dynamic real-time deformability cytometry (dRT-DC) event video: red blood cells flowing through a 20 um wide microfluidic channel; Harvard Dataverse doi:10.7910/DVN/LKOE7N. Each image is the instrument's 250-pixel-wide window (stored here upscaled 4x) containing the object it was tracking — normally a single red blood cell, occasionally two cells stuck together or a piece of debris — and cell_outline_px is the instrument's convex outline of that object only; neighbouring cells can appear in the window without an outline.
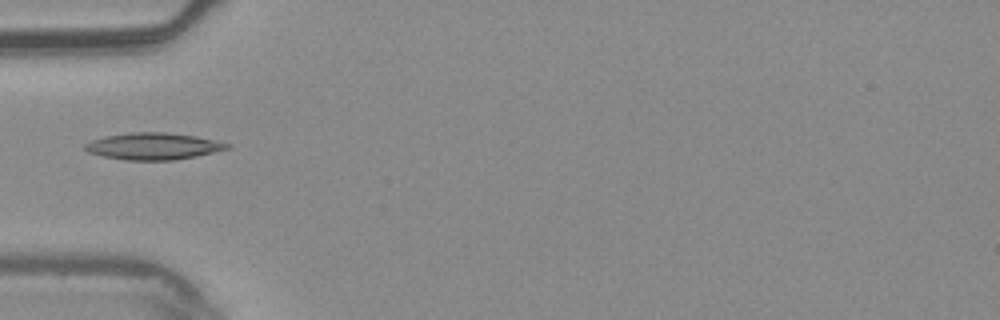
{"species": "common noctule bat (a hibernating species)", "species_latin": "Nyctalus noctula", "temperature_condition": "warm", "stored_images_in_passage": 2, "camera_frame_rate_fps": 3000, "um_per_image_px": 0.085, "animal": {"sex": "male", "body_mass_g": 20.4}, "frame": {"image": 1, "passage_image": 1, "time_ms": 0.0, "image_size_px": [1000, 320], "cell_outline_px": [[232, 148], [196, 156], [176, 160], [124, 160], [104, 156], [88, 152], [84, 148], [84, 144], [92, 140], [104, 136], [132, 132], [168, 132], [196, 136], [232, 144]], "centroid_in_image_um": [13.06, 12.42], "position_along_channel_um": 71.9, "area_um2": 22.31}}